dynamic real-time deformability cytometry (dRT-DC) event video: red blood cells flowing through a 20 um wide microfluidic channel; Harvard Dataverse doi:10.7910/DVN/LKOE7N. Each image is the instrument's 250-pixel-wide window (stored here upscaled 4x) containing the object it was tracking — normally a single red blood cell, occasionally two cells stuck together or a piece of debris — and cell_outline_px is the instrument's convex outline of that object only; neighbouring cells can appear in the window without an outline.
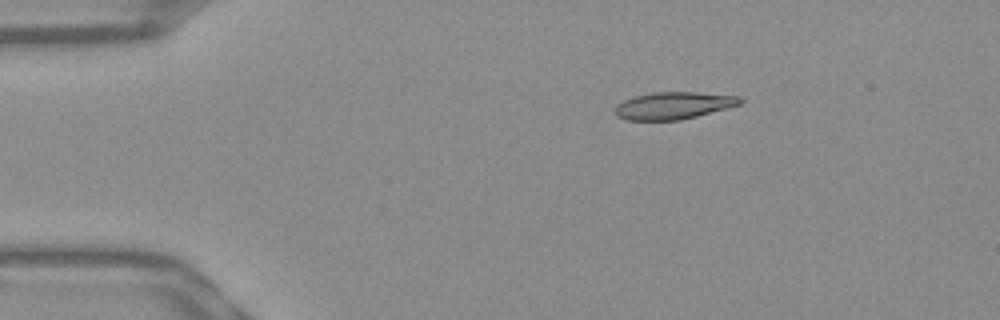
{"species": "Egyptian fruit bat (a non-hibernating species)", "species_latin": "Rousettus aegyptiacus", "temperature_condition": "warm", "stored_images_in_passage": 45, "camera_frame_rate_fps": 3000, "um_per_image_px": 0.085, "frame": {"image": 1, "passage_image": 1, "time_ms": 0.0, "image_size_px": [1000, 320], "cell_outline_px": [[744, 100], [740, 104], [728, 108], [680, 120], [624, 120], [616, 116], [612, 112], [616, 104], [624, 100], [636, 96], [652, 92], [696, 92], [740, 96]], "centroid_in_image_um": [57.21, 8.97], "position_along_channel_um": 27.8, "area_um2": 20.0}}
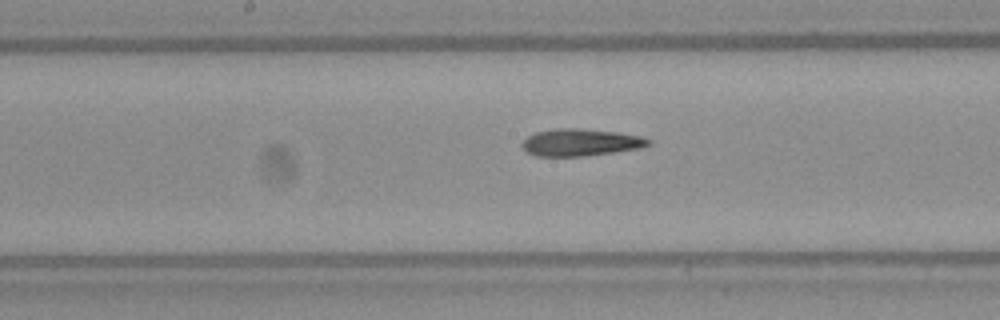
{"frame": {"image": 2, "passage_image": 19, "time_ms": 6.0, "image_size_px": [1000, 320], "cell_outline_px": [[652, 144], [640, 148], [584, 156], [536, 156], [528, 152], [520, 144], [528, 136], [536, 132], [556, 128], [580, 128], [616, 132], [640, 136], [652, 140]], "centroid_in_image_um": [49.36, 12.1], "position_along_channel_um": 198.8, "area_um2": 19.88}}
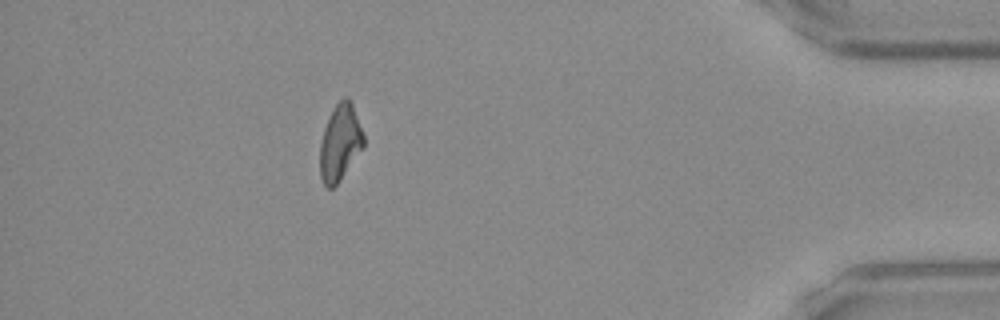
{"frame": {"image": 3, "passage_image": 39, "time_ms": 12.667, "image_size_px": [1000, 320], "cell_outline_px": [[364, 148], [336, 184], [332, 188], [328, 188], [324, 184], [320, 176], [320, 144], [324, 128], [328, 116], [332, 108], [344, 96], [348, 96], [352, 100], [364, 136]], "centroid_in_image_um": [28.91, 12.06], "position_along_channel_um": 406.3, "area_um2": 19.59}}